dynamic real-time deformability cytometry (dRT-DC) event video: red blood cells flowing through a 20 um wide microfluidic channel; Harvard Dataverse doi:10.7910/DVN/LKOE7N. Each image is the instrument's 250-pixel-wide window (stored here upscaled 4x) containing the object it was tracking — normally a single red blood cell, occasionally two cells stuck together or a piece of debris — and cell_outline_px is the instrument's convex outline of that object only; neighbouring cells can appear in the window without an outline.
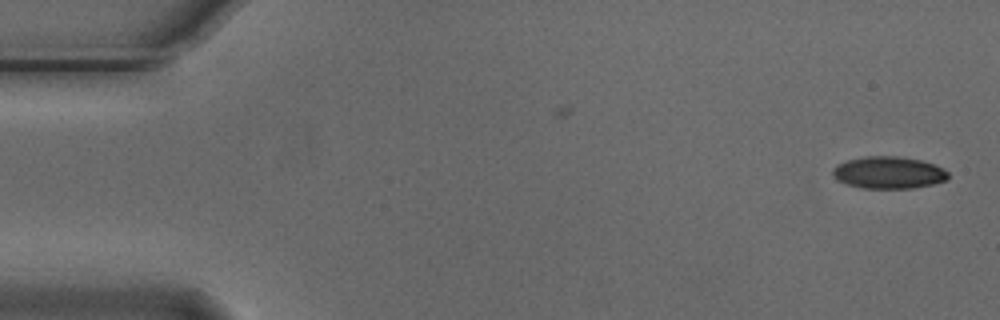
{"species": "Egyptian fruit bat (a non-hibernating species)", "species_latin": "Rousettus aegyptiacus", "temperature_condition": "cold", "stored_images_in_passage": 2, "camera_frame_rate_fps": 3000, "um_per_image_px": 0.085, "animal": {"sex": "male"}, "frame": {"image": 1, "passage_image": 2, "time_ms": 0.333, "image_size_px": [1000, 320], "cell_outline_px": [[948, 180], [932, 184], [912, 188], [864, 188], [848, 184], [836, 180], [832, 176], [832, 168], [836, 164], [848, 160], [864, 156], [896, 156], [920, 160], [944, 168], [948, 172]], "centroid_in_image_um": [75.51, 14.67], "position_along_channel_um": 9.5, "area_um2": 21.62}}